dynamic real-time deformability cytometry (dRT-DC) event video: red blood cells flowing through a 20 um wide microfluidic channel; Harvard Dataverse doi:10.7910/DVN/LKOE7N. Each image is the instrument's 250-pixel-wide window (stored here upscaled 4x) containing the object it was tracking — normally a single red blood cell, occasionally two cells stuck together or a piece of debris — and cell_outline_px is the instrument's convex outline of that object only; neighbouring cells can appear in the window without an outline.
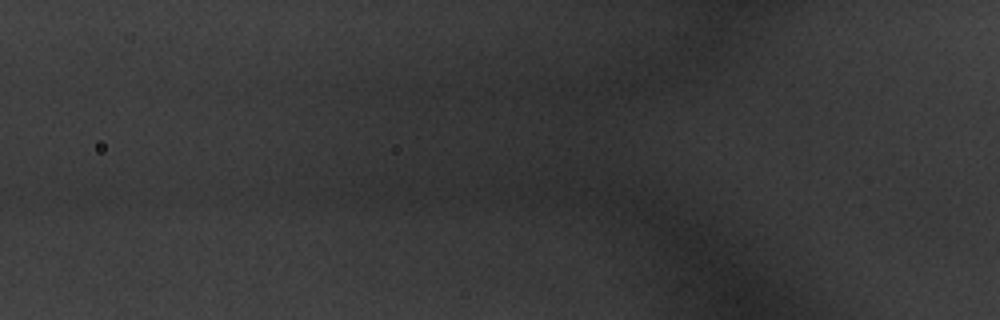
{"species": "common noctule bat (a hibernating species)", "species_latin": "Nyctalus noctula", "temperature_condition": "warm", "stored_images_in_passage": 4, "segment_of_instrument_passage": [1, 2], "camera_frame_rate_fps": 3000, "um_per_image_px": 0.085, "animal": {"sex": "male", "body_mass_g": 20.1, "forearm_length_mm": 53.5}, "frame": {"image": 1, "passage_image": 3, "time_ms": 0.667, "image_size_px": [1000, 320], "cell_outline_px": [[124, 184], [84, 192], [72, 192], [52, 188], [36, 180], [40, 176], [52, 168], [116, 164], [124, 180]], "centroid_in_image_um": [7.02, 15.13], "position_along_channel_um": 118.8, "area_um2": 12.95}}